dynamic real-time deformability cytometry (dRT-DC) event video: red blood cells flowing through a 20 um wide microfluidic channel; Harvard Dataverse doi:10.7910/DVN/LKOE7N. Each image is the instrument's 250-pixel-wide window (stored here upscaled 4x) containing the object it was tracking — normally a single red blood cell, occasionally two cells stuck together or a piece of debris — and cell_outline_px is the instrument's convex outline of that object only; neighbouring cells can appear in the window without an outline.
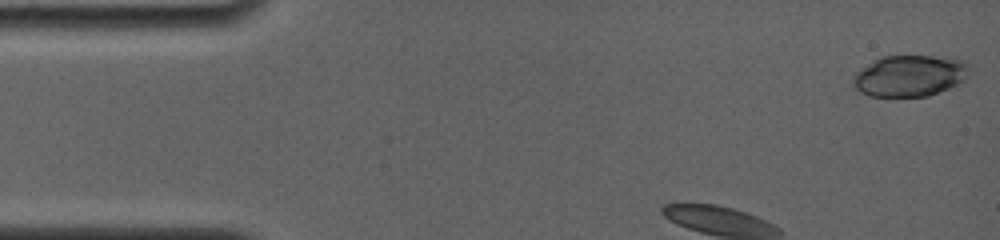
{"species": "common noctule bat (a hibernating species)", "species_latin": "Nyctalus noctula", "temperature_condition": "room temperature", "stored_images_in_passage": 23, "camera_frame_rate_fps": 4000, "um_per_image_px": 0.085, "animal": {"sex": "female", "body_mass_g": 19.0, "forearm_length_mm": 56.7}, "frame": {"image": 1, "passage_image": 1, "time_ms": 0.0, "image_size_px": [1000, 240], "cell_outline_px": [[964, 80], [948, 88], [928, 96], [868, 96], [852, 88], [852, 76], [856, 72], [880, 56], [932, 56], [956, 60], [964, 64]], "centroid_in_image_um": [77.16, 6.46], "position_along_channel_um": 7.8, "area_um2": 27.34}}
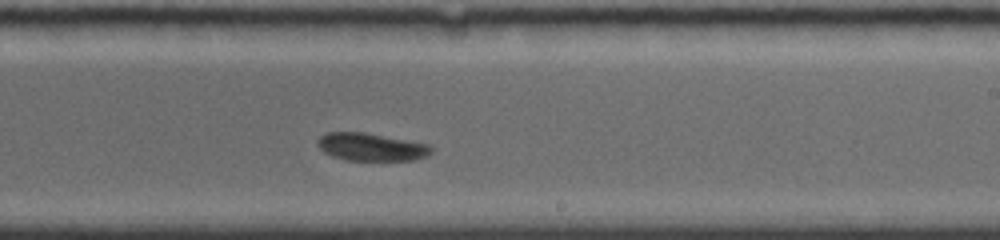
{"frame": {"image": 2, "passage_image": 15, "time_ms": 7.75, "image_size_px": [1000, 240], "cell_outline_px": [[432, 152], [428, 156], [416, 160], [348, 160], [332, 156], [324, 152], [316, 144], [316, 140], [320, 136], [328, 132], [364, 132], [428, 144], [432, 148]], "centroid_in_image_um": [31.54, 12.49], "position_along_channel_um": 257.5, "area_um2": 18.38}}
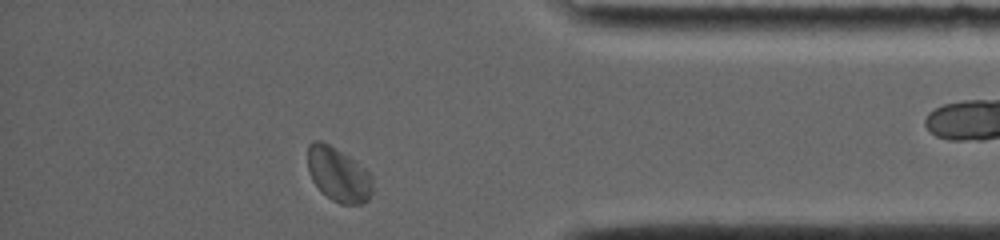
{"frame": {"image": 3, "passage_image": 22, "time_ms": 12.0, "image_size_px": [1000, 240], "cell_outline_px": [[372, 192], [368, 200], [360, 204], [340, 204], [332, 200], [312, 180], [308, 172], [308, 144], [312, 140], [320, 140], [328, 144], [356, 160], [372, 176]], "centroid_in_image_um": [28.76, 14.82], "position_along_channel_um": 406.4, "area_um2": 20.46}}